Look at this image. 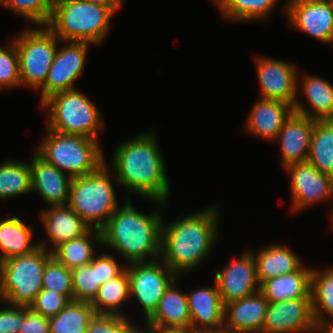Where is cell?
<instances>
[{
    "label": "cell",
    "mask_w": 333,
    "mask_h": 333,
    "mask_svg": "<svg viewBox=\"0 0 333 333\" xmlns=\"http://www.w3.org/2000/svg\"><path fill=\"white\" fill-rule=\"evenodd\" d=\"M301 80V90L311 110L296 98L294 112L314 120H333V84L310 74H305Z\"/></svg>",
    "instance_id": "603a6c76"
},
{
    "label": "cell",
    "mask_w": 333,
    "mask_h": 333,
    "mask_svg": "<svg viewBox=\"0 0 333 333\" xmlns=\"http://www.w3.org/2000/svg\"><path fill=\"white\" fill-rule=\"evenodd\" d=\"M130 296L136 298L147 322L156 312L166 289L178 276L161 260L126 266Z\"/></svg>",
    "instance_id": "30bf717a"
},
{
    "label": "cell",
    "mask_w": 333,
    "mask_h": 333,
    "mask_svg": "<svg viewBox=\"0 0 333 333\" xmlns=\"http://www.w3.org/2000/svg\"><path fill=\"white\" fill-rule=\"evenodd\" d=\"M32 192L31 168L28 163L5 160L0 164V199Z\"/></svg>",
    "instance_id": "d6a6232c"
},
{
    "label": "cell",
    "mask_w": 333,
    "mask_h": 333,
    "mask_svg": "<svg viewBox=\"0 0 333 333\" xmlns=\"http://www.w3.org/2000/svg\"><path fill=\"white\" fill-rule=\"evenodd\" d=\"M307 161L333 177V120H316Z\"/></svg>",
    "instance_id": "f1b7e54d"
},
{
    "label": "cell",
    "mask_w": 333,
    "mask_h": 333,
    "mask_svg": "<svg viewBox=\"0 0 333 333\" xmlns=\"http://www.w3.org/2000/svg\"><path fill=\"white\" fill-rule=\"evenodd\" d=\"M12 41L17 48L21 86L39 90L61 40L47 26H35L22 30Z\"/></svg>",
    "instance_id": "9c48e42d"
},
{
    "label": "cell",
    "mask_w": 333,
    "mask_h": 333,
    "mask_svg": "<svg viewBox=\"0 0 333 333\" xmlns=\"http://www.w3.org/2000/svg\"><path fill=\"white\" fill-rule=\"evenodd\" d=\"M257 77L261 86V98L280 100L294 107L299 85L297 68L286 61L257 56Z\"/></svg>",
    "instance_id": "5bb4252c"
},
{
    "label": "cell",
    "mask_w": 333,
    "mask_h": 333,
    "mask_svg": "<svg viewBox=\"0 0 333 333\" xmlns=\"http://www.w3.org/2000/svg\"><path fill=\"white\" fill-rule=\"evenodd\" d=\"M40 105L49 111L46 128L98 140L97 135L103 129L100 110L76 88L57 92Z\"/></svg>",
    "instance_id": "52a82bcc"
},
{
    "label": "cell",
    "mask_w": 333,
    "mask_h": 333,
    "mask_svg": "<svg viewBox=\"0 0 333 333\" xmlns=\"http://www.w3.org/2000/svg\"><path fill=\"white\" fill-rule=\"evenodd\" d=\"M316 120L293 112L285 121L278 137L282 164L285 167L308 160L310 143Z\"/></svg>",
    "instance_id": "ac0fdd59"
},
{
    "label": "cell",
    "mask_w": 333,
    "mask_h": 333,
    "mask_svg": "<svg viewBox=\"0 0 333 333\" xmlns=\"http://www.w3.org/2000/svg\"><path fill=\"white\" fill-rule=\"evenodd\" d=\"M285 170L291 177L292 211L297 213L303 208L333 197V177L321 173L308 161L293 163L285 167ZM331 213L332 221L333 210Z\"/></svg>",
    "instance_id": "7c38bea8"
},
{
    "label": "cell",
    "mask_w": 333,
    "mask_h": 333,
    "mask_svg": "<svg viewBox=\"0 0 333 333\" xmlns=\"http://www.w3.org/2000/svg\"><path fill=\"white\" fill-rule=\"evenodd\" d=\"M218 7V9L224 4L226 0H212Z\"/></svg>",
    "instance_id": "c3c4849f"
},
{
    "label": "cell",
    "mask_w": 333,
    "mask_h": 333,
    "mask_svg": "<svg viewBox=\"0 0 333 333\" xmlns=\"http://www.w3.org/2000/svg\"><path fill=\"white\" fill-rule=\"evenodd\" d=\"M125 269L126 267L119 265L111 254L103 253L98 256V275L101 285L111 278L119 276Z\"/></svg>",
    "instance_id": "7bdbcfd3"
},
{
    "label": "cell",
    "mask_w": 333,
    "mask_h": 333,
    "mask_svg": "<svg viewBox=\"0 0 333 333\" xmlns=\"http://www.w3.org/2000/svg\"><path fill=\"white\" fill-rule=\"evenodd\" d=\"M102 6H122V0H85Z\"/></svg>",
    "instance_id": "f6af8a7d"
},
{
    "label": "cell",
    "mask_w": 333,
    "mask_h": 333,
    "mask_svg": "<svg viewBox=\"0 0 333 333\" xmlns=\"http://www.w3.org/2000/svg\"><path fill=\"white\" fill-rule=\"evenodd\" d=\"M61 42L65 46L57 49L45 83L39 89L40 104L57 92L75 89L74 82L83 73L88 47L92 45L84 41Z\"/></svg>",
    "instance_id": "8fae6325"
},
{
    "label": "cell",
    "mask_w": 333,
    "mask_h": 333,
    "mask_svg": "<svg viewBox=\"0 0 333 333\" xmlns=\"http://www.w3.org/2000/svg\"><path fill=\"white\" fill-rule=\"evenodd\" d=\"M191 316L190 328L196 332L224 327V305L217 284L186 293Z\"/></svg>",
    "instance_id": "7402d4cb"
},
{
    "label": "cell",
    "mask_w": 333,
    "mask_h": 333,
    "mask_svg": "<svg viewBox=\"0 0 333 333\" xmlns=\"http://www.w3.org/2000/svg\"><path fill=\"white\" fill-rule=\"evenodd\" d=\"M0 287H1V261H0Z\"/></svg>",
    "instance_id": "681fc988"
},
{
    "label": "cell",
    "mask_w": 333,
    "mask_h": 333,
    "mask_svg": "<svg viewBox=\"0 0 333 333\" xmlns=\"http://www.w3.org/2000/svg\"><path fill=\"white\" fill-rule=\"evenodd\" d=\"M130 297L129 278L127 269L119 276L113 277L103 283L98 294L91 302L96 314L125 315L119 307Z\"/></svg>",
    "instance_id": "1f68e13d"
},
{
    "label": "cell",
    "mask_w": 333,
    "mask_h": 333,
    "mask_svg": "<svg viewBox=\"0 0 333 333\" xmlns=\"http://www.w3.org/2000/svg\"><path fill=\"white\" fill-rule=\"evenodd\" d=\"M115 181L137 196L166 205L170 184L156 134L149 130L116 146L112 157Z\"/></svg>",
    "instance_id": "6da1fadb"
},
{
    "label": "cell",
    "mask_w": 333,
    "mask_h": 333,
    "mask_svg": "<svg viewBox=\"0 0 333 333\" xmlns=\"http://www.w3.org/2000/svg\"><path fill=\"white\" fill-rule=\"evenodd\" d=\"M103 164L96 172L72 178L68 205L91 228L101 229L120 207L112 186L109 166Z\"/></svg>",
    "instance_id": "8992f818"
},
{
    "label": "cell",
    "mask_w": 333,
    "mask_h": 333,
    "mask_svg": "<svg viewBox=\"0 0 333 333\" xmlns=\"http://www.w3.org/2000/svg\"><path fill=\"white\" fill-rule=\"evenodd\" d=\"M259 284L263 281L298 270L303 264L300 257L289 248L270 244L256 253L252 251Z\"/></svg>",
    "instance_id": "d4e9b609"
},
{
    "label": "cell",
    "mask_w": 333,
    "mask_h": 333,
    "mask_svg": "<svg viewBox=\"0 0 333 333\" xmlns=\"http://www.w3.org/2000/svg\"><path fill=\"white\" fill-rule=\"evenodd\" d=\"M289 24L324 43H333L332 0H287Z\"/></svg>",
    "instance_id": "4fadbf2b"
},
{
    "label": "cell",
    "mask_w": 333,
    "mask_h": 333,
    "mask_svg": "<svg viewBox=\"0 0 333 333\" xmlns=\"http://www.w3.org/2000/svg\"><path fill=\"white\" fill-rule=\"evenodd\" d=\"M223 305L241 300L260 291L256 265L251 249L242 253L238 260L227 264L215 273Z\"/></svg>",
    "instance_id": "2e32d148"
},
{
    "label": "cell",
    "mask_w": 333,
    "mask_h": 333,
    "mask_svg": "<svg viewBox=\"0 0 333 333\" xmlns=\"http://www.w3.org/2000/svg\"><path fill=\"white\" fill-rule=\"evenodd\" d=\"M0 4L37 26H47L53 6L51 0H0Z\"/></svg>",
    "instance_id": "d590c367"
},
{
    "label": "cell",
    "mask_w": 333,
    "mask_h": 333,
    "mask_svg": "<svg viewBox=\"0 0 333 333\" xmlns=\"http://www.w3.org/2000/svg\"><path fill=\"white\" fill-rule=\"evenodd\" d=\"M311 303L317 328L330 318L333 319V267L321 273L317 269H312Z\"/></svg>",
    "instance_id": "f546056e"
},
{
    "label": "cell",
    "mask_w": 333,
    "mask_h": 333,
    "mask_svg": "<svg viewBox=\"0 0 333 333\" xmlns=\"http://www.w3.org/2000/svg\"><path fill=\"white\" fill-rule=\"evenodd\" d=\"M277 2L278 0H226L219 10L223 19L227 20L265 21Z\"/></svg>",
    "instance_id": "836d02e7"
},
{
    "label": "cell",
    "mask_w": 333,
    "mask_h": 333,
    "mask_svg": "<svg viewBox=\"0 0 333 333\" xmlns=\"http://www.w3.org/2000/svg\"><path fill=\"white\" fill-rule=\"evenodd\" d=\"M19 333H50L49 318L24 307V323Z\"/></svg>",
    "instance_id": "b9f144b4"
},
{
    "label": "cell",
    "mask_w": 333,
    "mask_h": 333,
    "mask_svg": "<svg viewBox=\"0 0 333 333\" xmlns=\"http://www.w3.org/2000/svg\"><path fill=\"white\" fill-rule=\"evenodd\" d=\"M121 6H102L85 0H57L47 27L61 41L102 44L112 16Z\"/></svg>",
    "instance_id": "277c9868"
},
{
    "label": "cell",
    "mask_w": 333,
    "mask_h": 333,
    "mask_svg": "<svg viewBox=\"0 0 333 333\" xmlns=\"http://www.w3.org/2000/svg\"><path fill=\"white\" fill-rule=\"evenodd\" d=\"M311 268L302 265L298 270L273 277L260 284V292L268 302L311 298Z\"/></svg>",
    "instance_id": "cb8c5ba5"
},
{
    "label": "cell",
    "mask_w": 333,
    "mask_h": 333,
    "mask_svg": "<svg viewBox=\"0 0 333 333\" xmlns=\"http://www.w3.org/2000/svg\"><path fill=\"white\" fill-rule=\"evenodd\" d=\"M47 134L36 153L46 162L71 177L96 172L106 163L97 139L77 134H65L46 128Z\"/></svg>",
    "instance_id": "5b68a950"
},
{
    "label": "cell",
    "mask_w": 333,
    "mask_h": 333,
    "mask_svg": "<svg viewBox=\"0 0 333 333\" xmlns=\"http://www.w3.org/2000/svg\"><path fill=\"white\" fill-rule=\"evenodd\" d=\"M5 304L0 307V333H19L24 323V306Z\"/></svg>",
    "instance_id": "60d3db41"
},
{
    "label": "cell",
    "mask_w": 333,
    "mask_h": 333,
    "mask_svg": "<svg viewBox=\"0 0 333 333\" xmlns=\"http://www.w3.org/2000/svg\"><path fill=\"white\" fill-rule=\"evenodd\" d=\"M194 333H232L229 330L223 328L220 329H215V330H201V331H196Z\"/></svg>",
    "instance_id": "7dc6e473"
},
{
    "label": "cell",
    "mask_w": 333,
    "mask_h": 333,
    "mask_svg": "<svg viewBox=\"0 0 333 333\" xmlns=\"http://www.w3.org/2000/svg\"><path fill=\"white\" fill-rule=\"evenodd\" d=\"M73 299L92 302L98 294L101 282L98 275V255L85 266L72 270Z\"/></svg>",
    "instance_id": "e575fe53"
},
{
    "label": "cell",
    "mask_w": 333,
    "mask_h": 333,
    "mask_svg": "<svg viewBox=\"0 0 333 333\" xmlns=\"http://www.w3.org/2000/svg\"><path fill=\"white\" fill-rule=\"evenodd\" d=\"M126 315L96 314L90 321L87 333H142Z\"/></svg>",
    "instance_id": "74e56055"
},
{
    "label": "cell",
    "mask_w": 333,
    "mask_h": 333,
    "mask_svg": "<svg viewBox=\"0 0 333 333\" xmlns=\"http://www.w3.org/2000/svg\"><path fill=\"white\" fill-rule=\"evenodd\" d=\"M102 244L101 230L91 228L83 236L62 243L52 253L70 270L88 265L95 257L93 244Z\"/></svg>",
    "instance_id": "83f0119b"
},
{
    "label": "cell",
    "mask_w": 333,
    "mask_h": 333,
    "mask_svg": "<svg viewBox=\"0 0 333 333\" xmlns=\"http://www.w3.org/2000/svg\"><path fill=\"white\" fill-rule=\"evenodd\" d=\"M42 224L51 242V248L46 242H38L40 247L53 252L62 243L76 239L87 233L91 227L67 205L50 206L42 211Z\"/></svg>",
    "instance_id": "d6986e66"
},
{
    "label": "cell",
    "mask_w": 333,
    "mask_h": 333,
    "mask_svg": "<svg viewBox=\"0 0 333 333\" xmlns=\"http://www.w3.org/2000/svg\"><path fill=\"white\" fill-rule=\"evenodd\" d=\"M268 300L258 291L224 305V328L232 333H261Z\"/></svg>",
    "instance_id": "ffe728a7"
},
{
    "label": "cell",
    "mask_w": 333,
    "mask_h": 333,
    "mask_svg": "<svg viewBox=\"0 0 333 333\" xmlns=\"http://www.w3.org/2000/svg\"><path fill=\"white\" fill-rule=\"evenodd\" d=\"M95 315L90 302L73 299L56 316L49 318L50 333H87Z\"/></svg>",
    "instance_id": "4dcf8cb0"
},
{
    "label": "cell",
    "mask_w": 333,
    "mask_h": 333,
    "mask_svg": "<svg viewBox=\"0 0 333 333\" xmlns=\"http://www.w3.org/2000/svg\"><path fill=\"white\" fill-rule=\"evenodd\" d=\"M261 333H318L311 298L269 302Z\"/></svg>",
    "instance_id": "9a60e30c"
},
{
    "label": "cell",
    "mask_w": 333,
    "mask_h": 333,
    "mask_svg": "<svg viewBox=\"0 0 333 333\" xmlns=\"http://www.w3.org/2000/svg\"><path fill=\"white\" fill-rule=\"evenodd\" d=\"M293 112L294 107L291 104L259 97L246 119L244 128L253 136L274 141Z\"/></svg>",
    "instance_id": "44dd1931"
},
{
    "label": "cell",
    "mask_w": 333,
    "mask_h": 333,
    "mask_svg": "<svg viewBox=\"0 0 333 333\" xmlns=\"http://www.w3.org/2000/svg\"><path fill=\"white\" fill-rule=\"evenodd\" d=\"M176 280L166 289L156 312L145 325L190 328L191 316L187 295L176 288Z\"/></svg>",
    "instance_id": "484cf974"
},
{
    "label": "cell",
    "mask_w": 333,
    "mask_h": 333,
    "mask_svg": "<svg viewBox=\"0 0 333 333\" xmlns=\"http://www.w3.org/2000/svg\"><path fill=\"white\" fill-rule=\"evenodd\" d=\"M71 301L67 295L58 294L52 290L42 289L30 305L34 312L44 317L56 316Z\"/></svg>",
    "instance_id": "ab89813d"
},
{
    "label": "cell",
    "mask_w": 333,
    "mask_h": 333,
    "mask_svg": "<svg viewBox=\"0 0 333 333\" xmlns=\"http://www.w3.org/2000/svg\"><path fill=\"white\" fill-rule=\"evenodd\" d=\"M32 227L27 226L17 216L0 221V261L11 257L27 255L39 248V243L30 242Z\"/></svg>",
    "instance_id": "4316f807"
},
{
    "label": "cell",
    "mask_w": 333,
    "mask_h": 333,
    "mask_svg": "<svg viewBox=\"0 0 333 333\" xmlns=\"http://www.w3.org/2000/svg\"><path fill=\"white\" fill-rule=\"evenodd\" d=\"M318 333H333V319L324 322L318 328Z\"/></svg>",
    "instance_id": "bcb514c9"
},
{
    "label": "cell",
    "mask_w": 333,
    "mask_h": 333,
    "mask_svg": "<svg viewBox=\"0 0 333 333\" xmlns=\"http://www.w3.org/2000/svg\"><path fill=\"white\" fill-rule=\"evenodd\" d=\"M124 203L100 229L102 245L116 250L127 264L160 259L164 221L161 211L156 209L148 215L143 214L135 209L128 196Z\"/></svg>",
    "instance_id": "3957f363"
},
{
    "label": "cell",
    "mask_w": 333,
    "mask_h": 333,
    "mask_svg": "<svg viewBox=\"0 0 333 333\" xmlns=\"http://www.w3.org/2000/svg\"><path fill=\"white\" fill-rule=\"evenodd\" d=\"M142 333H194L191 328L167 327L160 325H146Z\"/></svg>",
    "instance_id": "ee69618b"
},
{
    "label": "cell",
    "mask_w": 333,
    "mask_h": 333,
    "mask_svg": "<svg viewBox=\"0 0 333 333\" xmlns=\"http://www.w3.org/2000/svg\"><path fill=\"white\" fill-rule=\"evenodd\" d=\"M52 256V252L39 247L30 254L2 261L0 299L11 305L30 307L43 289V272Z\"/></svg>",
    "instance_id": "ba28073f"
},
{
    "label": "cell",
    "mask_w": 333,
    "mask_h": 333,
    "mask_svg": "<svg viewBox=\"0 0 333 333\" xmlns=\"http://www.w3.org/2000/svg\"><path fill=\"white\" fill-rule=\"evenodd\" d=\"M21 86L17 48L11 41L6 47L0 45V88Z\"/></svg>",
    "instance_id": "f35d334b"
},
{
    "label": "cell",
    "mask_w": 333,
    "mask_h": 333,
    "mask_svg": "<svg viewBox=\"0 0 333 333\" xmlns=\"http://www.w3.org/2000/svg\"><path fill=\"white\" fill-rule=\"evenodd\" d=\"M43 289L67 295L73 300L72 270L52 256L46 264L42 277Z\"/></svg>",
    "instance_id": "8d00e7d4"
},
{
    "label": "cell",
    "mask_w": 333,
    "mask_h": 333,
    "mask_svg": "<svg viewBox=\"0 0 333 333\" xmlns=\"http://www.w3.org/2000/svg\"><path fill=\"white\" fill-rule=\"evenodd\" d=\"M219 212L217 206L191 215L162 222L160 259L179 277L197 268L210 254L218 239Z\"/></svg>",
    "instance_id": "7a4b0ae2"
},
{
    "label": "cell",
    "mask_w": 333,
    "mask_h": 333,
    "mask_svg": "<svg viewBox=\"0 0 333 333\" xmlns=\"http://www.w3.org/2000/svg\"><path fill=\"white\" fill-rule=\"evenodd\" d=\"M30 161L32 191H37L49 207L67 205L72 178L36 152Z\"/></svg>",
    "instance_id": "e0dca14e"
}]
</instances>
